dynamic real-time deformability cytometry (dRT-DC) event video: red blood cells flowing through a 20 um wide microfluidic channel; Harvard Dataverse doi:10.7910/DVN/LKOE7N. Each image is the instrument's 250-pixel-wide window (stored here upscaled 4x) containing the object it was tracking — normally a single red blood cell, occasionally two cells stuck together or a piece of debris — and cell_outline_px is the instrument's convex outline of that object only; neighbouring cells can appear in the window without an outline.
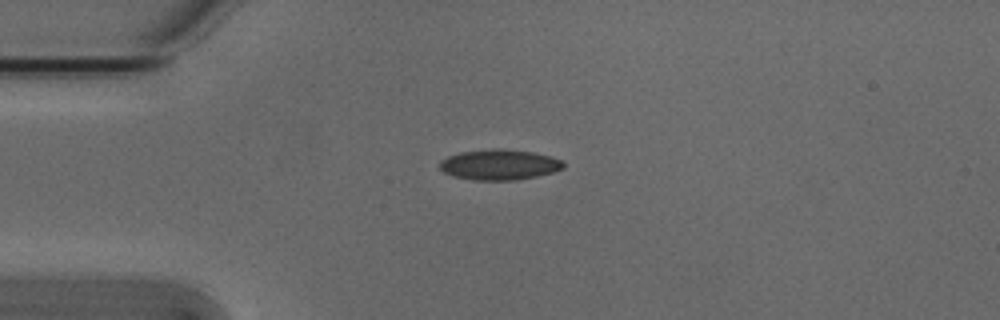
{"species": "Egyptian fruit bat (a non-hibernating species)", "species_latin": "Rousettus aegyptiacus", "temperature_condition": "cold", "stored_images_in_passage": 34, "camera_frame_rate_fps": 3000, "um_per_image_px": 0.085, "animal": {"sex": "male"}, "frame": {"image": 1, "passage_image": 1, "time_ms": 0.0, "image_size_px": [1000, 320], "cell_outline_px": [[564, 168], [552, 172], [536, 176], [516, 180], [476, 180], [452, 176], [444, 172], [440, 168], [440, 160], [448, 156], [460, 152], [492, 148], [496, 148], [532, 152], [548, 156], [560, 160], [564, 164]], "centroid_in_image_um": [42.4, 14.0], "position_along_channel_um": 42.6, "area_um2": 21.79}}
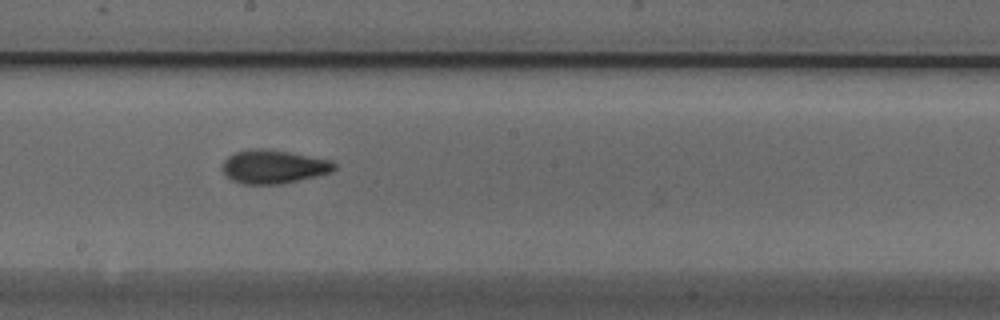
{"frame": {"image": 2, "passage_image": 17, "time_ms": 5.333, "image_size_px": [1000, 320], "cell_outline_px": [[336, 168], [332, 172], [316, 176], [280, 184], [244, 184], [232, 180], [224, 172], [224, 160], [228, 156], [236, 152], [248, 148], [264, 148], [288, 152], [332, 160], [336, 164]], "centroid_in_image_um": [23.28, 14.16], "position_along_channel_um": 224.9, "area_um2": 21.79}}
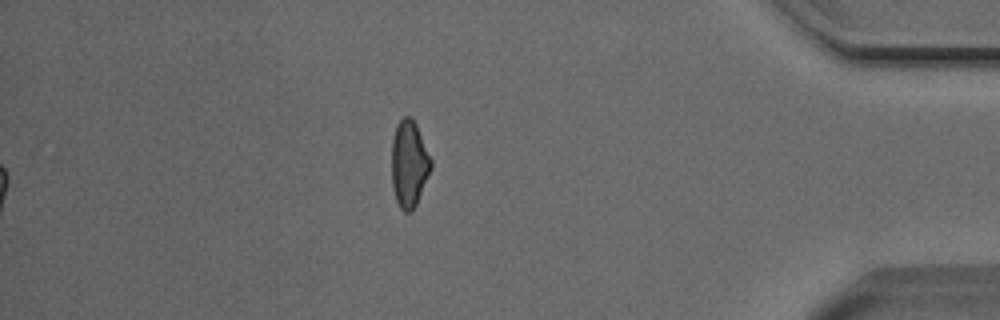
{"frame": {"image": 3, "passage_image": 34, "time_ms": 11.0, "image_size_px": [1000, 320], "cell_outline_px": [[432, 168], [416, 204], [408, 212], [404, 212], [400, 208], [396, 200], [392, 184], [392, 140], [396, 124], [404, 116], [408, 116], [416, 124], [432, 160]], "centroid_in_image_um": [34.77, 13.92], "position_along_channel_um": 400.4, "area_um2": 19.71}, "authors_computed_cell_mechanics": {"area_um2": 21.2415, "velocity_mm_per_s": 3.8305, "shape_relaxation_time_tau1_ms": 5.1684, "shape_relaxation_time_tau2_ms": 2.2167, "deformation_change_tau1": 0.1225, "deformation_change_tau2": 0.0651}}